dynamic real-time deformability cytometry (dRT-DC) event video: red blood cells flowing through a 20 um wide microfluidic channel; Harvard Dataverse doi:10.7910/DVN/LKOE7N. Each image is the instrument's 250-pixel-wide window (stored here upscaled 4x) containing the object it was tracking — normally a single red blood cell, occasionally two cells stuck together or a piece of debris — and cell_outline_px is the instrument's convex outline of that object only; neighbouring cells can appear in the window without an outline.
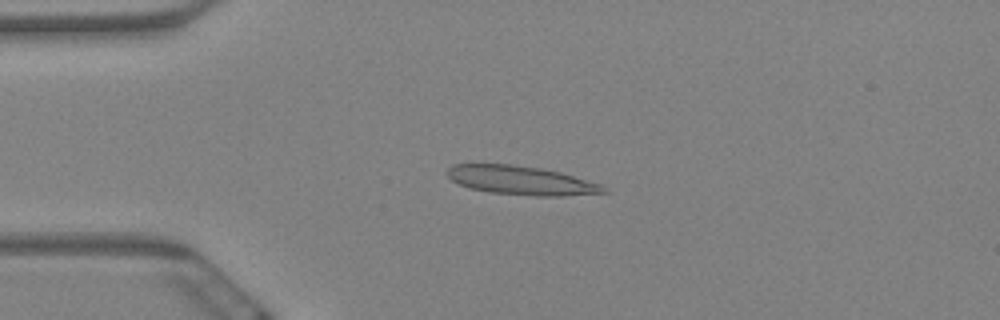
{"species": "Egyptian fruit bat (a non-hibernating species)", "species_latin": "Rousettus aegyptiacus", "temperature_condition": "warm", "stored_images_in_passage": 5, "camera_frame_rate_fps": 3000, "um_per_image_px": 0.085, "animal": {"sex": "female"}, "frame": {"image": 1, "passage_image": 4, "time_ms": 1.0, "image_size_px": [1000, 320], "cell_outline_px": [[608, 192], [564, 196], [536, 196], [492, 192], [468, 188], [452, 180], [444, 172], [452, 164], [512, 164], [540, 168], [560, 172], [600, 184], [608, 188]], "centroid_in_image_um": [44.28, 15.33], "position_along_channel_um": 40.7, "area_um2": 26.24}}